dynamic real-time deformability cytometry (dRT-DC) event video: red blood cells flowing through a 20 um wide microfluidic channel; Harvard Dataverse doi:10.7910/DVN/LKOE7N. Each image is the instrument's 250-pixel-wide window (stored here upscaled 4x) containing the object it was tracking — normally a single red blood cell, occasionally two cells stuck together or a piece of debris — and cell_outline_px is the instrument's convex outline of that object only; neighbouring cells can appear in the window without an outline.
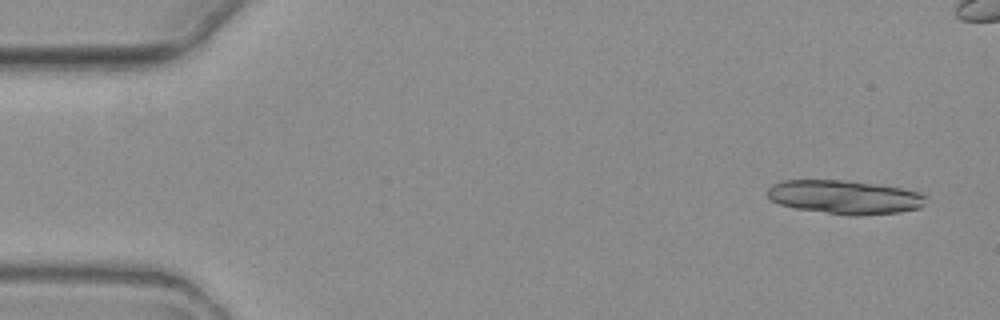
{"species": "common noctule bat (a hibernating species)", "species_latin": "Nyctalus noctula", "temperature_condition": "warm", "stored_images_in_passage": 5, "camera_frame_rate_fps": 3000, "um_per_image_px": 0.085, "animal": {"sex": "female", "body_mass_g": 19.3, "forearm_length_mm": 54.1}, "frame": {"image": 1, "passage_image": 1, "time_ms": 0.0, "image_size_px": [1000, 320], "cell_outline_px": [[924, 204], [920, 208], [900, 212], [860, 216], [856, 216], [796, 208], [780, 204], [772, 200], [768, 196], [768, 188], [772, 184], [784, 180], [844, 180], [876, 184], [900, 188], [920, 192], [924, 196]], "centroid_in_image_um": [71.8, 16.75], "position_along_channel_um": 13.2, "area_um2": 30.92}}